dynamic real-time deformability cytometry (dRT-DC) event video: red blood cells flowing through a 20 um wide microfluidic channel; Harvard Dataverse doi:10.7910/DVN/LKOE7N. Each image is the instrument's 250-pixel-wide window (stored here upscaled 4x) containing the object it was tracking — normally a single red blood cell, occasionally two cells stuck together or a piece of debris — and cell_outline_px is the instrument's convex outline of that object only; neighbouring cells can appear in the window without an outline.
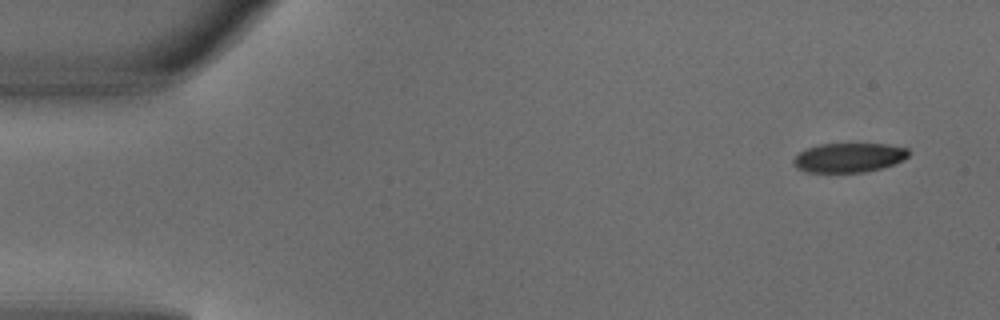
{"species": "common noctule bat (a hibernating species)", "species_latin": "Nyctalus noctula", "temperature_condition": "warm", "stored_images_in_passage": 5, "camera_frame_rate_fps": 3000, "um_per_image_px": 0.085, "animal": {"sex": "male", "body_mass_g": 18.8}, "frame": {"image": 1, "passage_image": 1, "time_ms": 0.0, "image_size_px": [1000, 320], "cell_outline_px": [[908, 156], [904, 160], [880, 168], [864, 172], [804, 172], [796, 168], [792, 160], [800, 152], [808, 148], [820, 144], [884, 144], [908, 148]], "centroid_in_image_um": [72.13, 13.4], "position_along_channel_um": 12.9, "area_um2": 19.54}}